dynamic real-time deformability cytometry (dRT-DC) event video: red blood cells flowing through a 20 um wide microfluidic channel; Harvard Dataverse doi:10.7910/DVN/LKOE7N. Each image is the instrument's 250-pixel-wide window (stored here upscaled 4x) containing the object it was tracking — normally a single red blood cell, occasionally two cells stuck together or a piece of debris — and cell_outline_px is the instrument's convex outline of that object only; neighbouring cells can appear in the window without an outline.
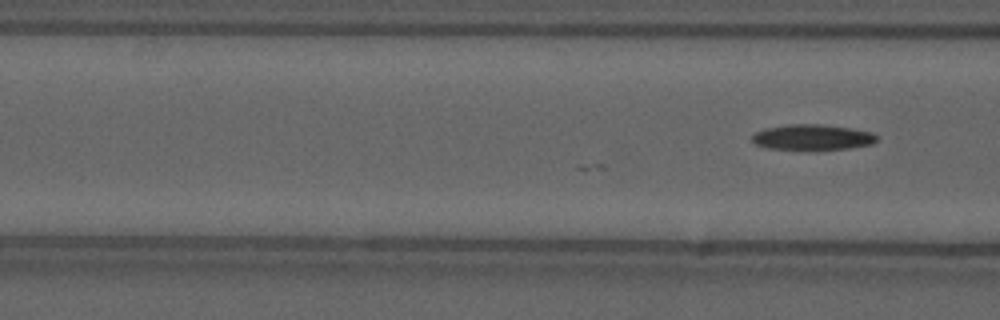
{"species": "common noctule bat (a hibernating species)", "species_latin": "Nyctalus noctula", "temperature_condition": "cold", "stored_images_in_passage": 5, "camera_frame_rate_fps": 3000, "um_per_image_px": 0.085, "animal": {"sex": "male", "forearm_length_mm": 52.5}, "frame": {"image": 1, "passage_image": 5, "time_ms": 1.333, "image_size_px": [1000, 320], "cell_outline_px": [[876, 140], [872, 144], [848, 148], [812, 152], [768, 148], [756, 144], [752, 140], [752, 136], [756, 132], [768, 128], [788, 124], [820, 124], [852, 128], [872, 132], [876, 136]], "centroid_in_image_um": [69.06, 11.7], "position_along_channel_um": 97.5, "area_um2": 19.07}}